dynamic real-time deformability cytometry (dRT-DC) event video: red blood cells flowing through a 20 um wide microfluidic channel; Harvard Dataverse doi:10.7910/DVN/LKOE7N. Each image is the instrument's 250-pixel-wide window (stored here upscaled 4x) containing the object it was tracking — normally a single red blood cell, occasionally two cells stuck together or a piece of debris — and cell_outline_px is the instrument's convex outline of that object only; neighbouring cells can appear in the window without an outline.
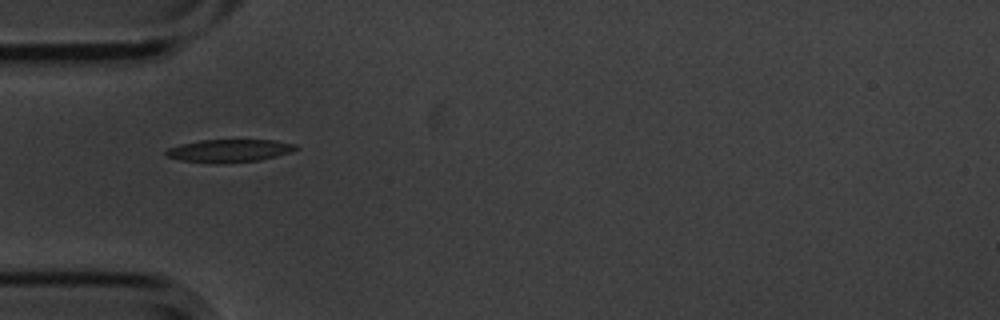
{"species": "common noctule bat (a hibernating species)", "species_latin": "Nyctalus noctula", "temperature_condition": "cold", "stored_images_in_passage": 14, "camera_frame_rate_fps": 3000, "um_per_image_px": 0.085, "animal": {"sex": "male", "body_mass_g": 20.1, "forearm_length_mm": 53.5}, "frame": {"image": 1, "passage_image": 4, "time_ms": 1.0, "image_size_px": [1000, 320], "cell_outline_px": [[300, 148], [292, 152], [260, 160], [180, 160], [168, 156], [164, 152], [168, 148], [180, 144], [200, 140], [276, 140], [296, 144]], "centroid_in_image_um": [19.58, 12.74], "position_along_channel_um": 65.4, "area_um2": 16.24}}
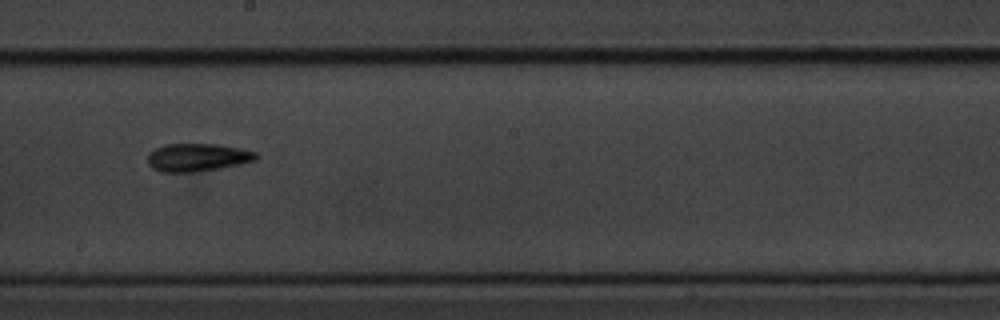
{"frame": {"image": 2, "passage_image": 8, "time_ms": 2.333, "image_size_px": [1000, 320], "cell_outline_px": [[256, 160], [220, 168], [188, 172], [160, 172], [152, 168], [148, 164], [148, 152], [164, 144], [220, 144], [240, 148], [256, 152]], "centroid_in_image_um": [16.74, 13.37], "position_along_channel_um": 231.5, "area_um2": 17.57}}
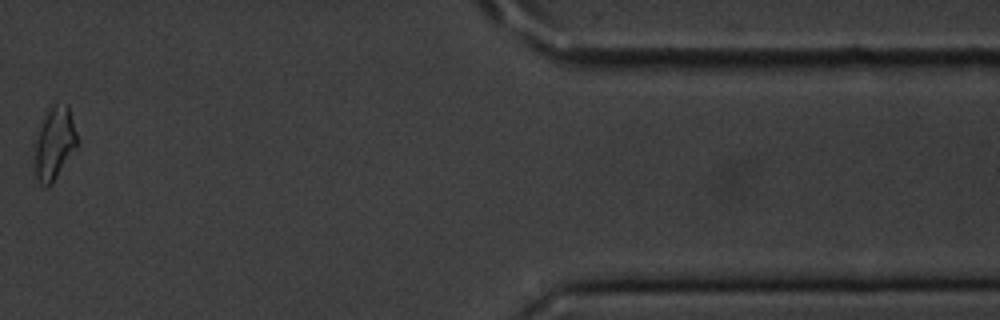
{"frame": {"image": 3, "passage_image": 13, "time_ms": 4.0, "image_size_px": [1000, 320], "cell_outline_px": [[76, 148], [52, 184], [44, 184], [36, 176], [32, 144], [32, 140], [52, 104], [68, 104], [76, 132]], "centroid_in_image_um": [4.58, 12.16], "position_along_channel_um": 406.8, "area_um2": 17.98}}